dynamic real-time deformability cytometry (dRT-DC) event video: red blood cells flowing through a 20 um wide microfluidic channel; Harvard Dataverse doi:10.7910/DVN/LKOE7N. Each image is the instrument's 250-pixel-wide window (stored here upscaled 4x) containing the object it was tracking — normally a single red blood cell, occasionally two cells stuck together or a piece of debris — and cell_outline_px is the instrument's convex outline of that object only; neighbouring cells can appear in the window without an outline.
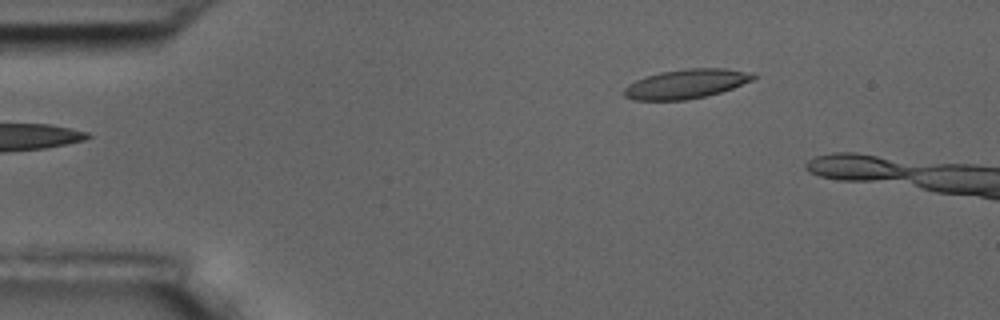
{"species": "common noctule bat (a hibernating species)", "species_latin": "Nyctalus noctula", "temperature_condition": "room temperature", "stored_images_in_passage": 3, "camera_frame_rate_fps": 3000, "um_per_image_px": 0.085, "animal": {"sex": "male", "body_mass_g": 17.5, "forearm_length_mm": 52.3}, "frame": {"image": 1, "passage_image": 3, "time_ms": 2.333, "image_size_px": [1000, 320], "cell_outline_px": [[756, 76], [752, 80], [732, 88], [720, 92], [688, 100], [632, 100], [624, 96], [624, 88], [628, 84], [636, 80], [660, 72], [684, 68], [724, 68], [756, 72]], "centroid_in_image_um": [58.34, 7.12], "position_along_channel_um": 26.7, "area_um2": 22.14}}